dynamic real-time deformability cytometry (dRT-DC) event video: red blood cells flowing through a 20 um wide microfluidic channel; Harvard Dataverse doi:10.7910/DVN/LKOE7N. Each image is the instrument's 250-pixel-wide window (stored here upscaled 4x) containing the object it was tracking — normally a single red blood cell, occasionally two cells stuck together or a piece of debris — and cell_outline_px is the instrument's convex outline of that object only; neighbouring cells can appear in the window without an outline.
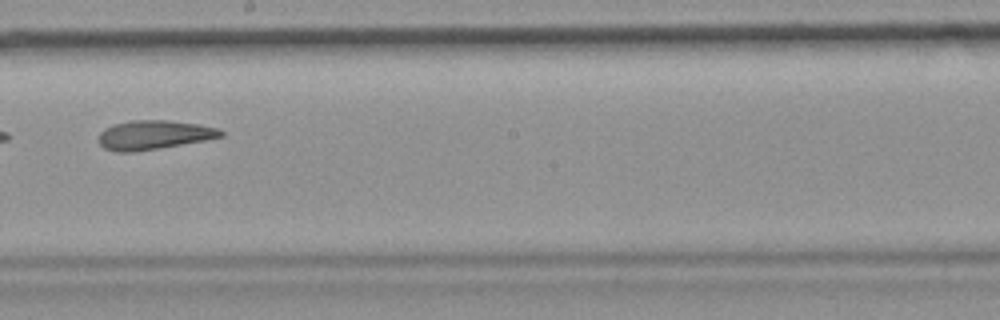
{"species": "common noctule bat (a hibernating species)", "species_latin": "Nyctalus noctula", "temperature_condition": "room temperature", "stored_images_in_passage": 9, "camera_frame_rate_fps": 3000, "um_per_image_px": 0.085, "animal": {"sex": "female", "body_mass_g": 19.9}, "frame": {"image": 1, "passage_image": 8, "time_ms": 9.0, "image_size_px": [1000, 320], "cell_outline_px": [[224, 136], [204, 140], [132, 152], [116, 152], [104, 148], [100, 144], [100, 132], [104, 128], [116, 124], [132, 120], [168, 120], [196, 124], [220, 128], [224, 132]], "centroid_in_image_um": [13.08, 11.46], "position_along_channel_um": 235.1, "area_um2": 20.4}}